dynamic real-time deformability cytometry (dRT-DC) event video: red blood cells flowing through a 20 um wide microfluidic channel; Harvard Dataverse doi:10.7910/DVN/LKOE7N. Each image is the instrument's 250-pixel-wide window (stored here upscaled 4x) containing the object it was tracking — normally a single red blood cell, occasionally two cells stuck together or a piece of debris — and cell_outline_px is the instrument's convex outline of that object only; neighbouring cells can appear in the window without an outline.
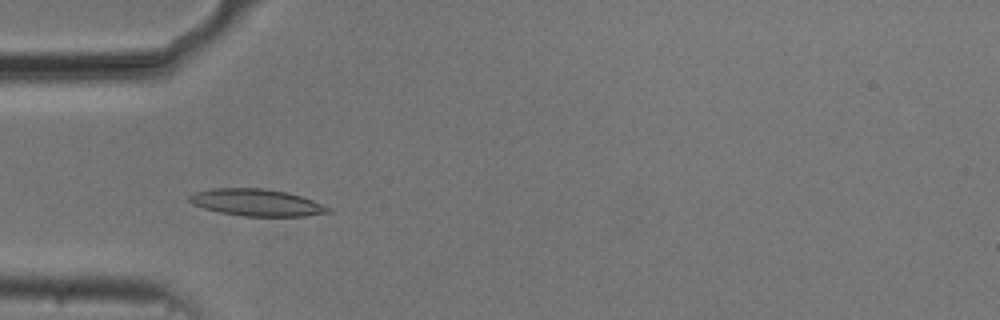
{"species": "common noctule bat (a hibernating species)", "species_latin": "Nyctalus noctula", "temperature_condition": "cold", "stored_images_in_passage": 54, "camera_frame_rate_fps": 3000, "um_per_image_px": 0.085, "animal": {"sex": "male", "body_mass_g": 20.5, "forearm_length_mm": 52.5}, "frame": {"image": 1, "passage_image": 17, "time_ms": 5.333, "image_size_px": [1000, 320], "cell_outline_px": [[332, 212], [304, 216], [240, 216], [220, 212], [204, 208], [192, 204], [188, 200], [188, 196], [192, 192], [212, 188], [264, 188], [288, 192], [312, 200], [332, 208]], "centroid_in_image_um": [21.79, 17.21], "position_along_channel_um": 63.2, "area_um2": 21.96}}
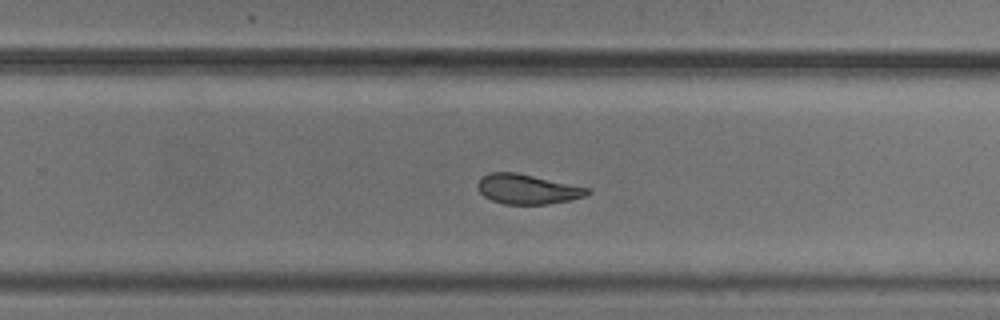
{"frame": {"image": 2, "passage_image": 35, "time_ms": 11.333, "image_size_px": [1000, 320], "cell_outline_px": [[592, 192], [584, 196], [568, 200], [548, 204], [504, 204], [492, 200], [484, 196], [480, 192], [476, 184], [488, 172], [516, 172], [588, 188]], "centroid_in_image_um": [44.8, 16.07], "position_along_channel_um": 285.0, "area_um2": 18.79}}
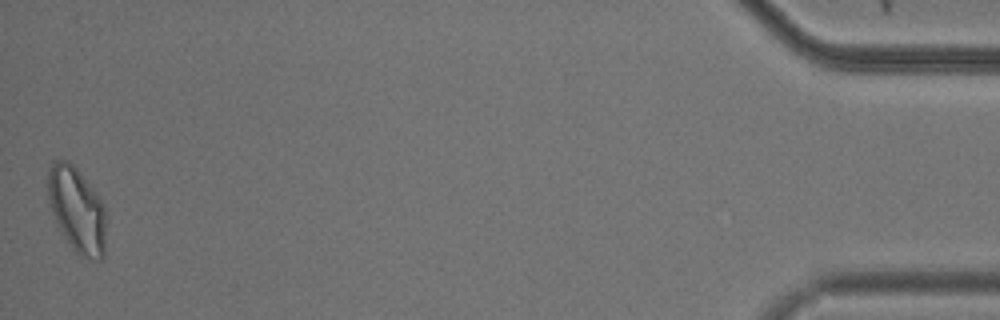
{"frame": {"image": 3, "passage_image": 54, "time_ms": 17.667, "image_size_px": [1000, 320], "cell_outline_px": [[104, 256], [100, 260], [92, 260], [80, 256], [72, 248], [60, 232], [56, 224], [48, 200], [48, 168], [52, 160], [68, 160], [76, 168], [96, 192], [104, 204]], "centroid_in_image_um": [6.51, 17.83], "position_along_channel_um": 428.7, "area_um2": 28.9}, "authors_computed_cell_mechanics": {"area_um2": 20.9236, "velocity_mm_per_s": 3.7158, "shape_relaxation_time_tau1_ms": 5.2024, "shape_relaxation_time_tau2_ms": 3.8598, "deformation_change_tau1": 0.1549, "deformation_change_tau2": 0.1078}}